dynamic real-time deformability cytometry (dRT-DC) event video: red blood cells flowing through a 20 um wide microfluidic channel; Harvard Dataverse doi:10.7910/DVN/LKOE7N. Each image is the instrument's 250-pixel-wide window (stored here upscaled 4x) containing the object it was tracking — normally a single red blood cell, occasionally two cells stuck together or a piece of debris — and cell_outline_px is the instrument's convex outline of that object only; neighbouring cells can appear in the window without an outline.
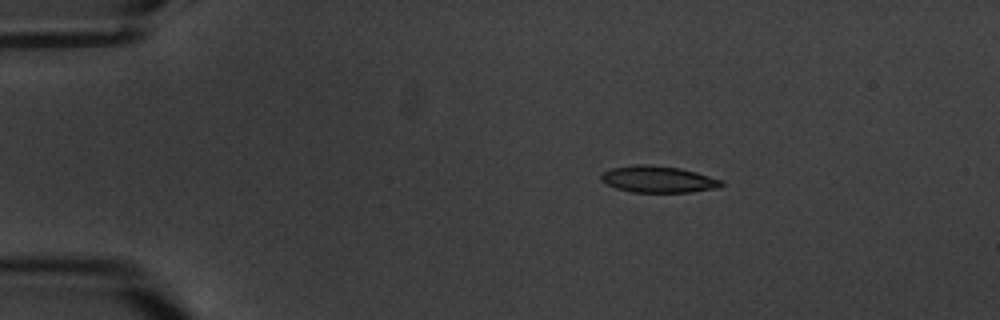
{"species": "common noctule bat (a hibernating species)", "species_latin": "Nyctalus noctula", "temperature_condition": "warm", "stored_images_in_passage": 3, "camera_frame_rate_fps": 3000, "um_per_image_px": 0.085, "animal": {"sex": "male", "body_mass_g": 20.1, "forearm_length_mm": 53.5}, "frame": {"image": 1, "passage_image": 1, "time_ms": 0.0, "image_size_px": [1000, 320], "cell_outline_px": [[724, 184], [720, 188], [688, 192], [632, 192], [616, 188], [600, 180], [600, 176], [604, 172], [612, 168], [636, 164], [648, 164], [680, 168], [696, 172], [724, 180]], "centroid_in_image_um": [55.98, 15.24], "position_along_channel_um": 29.0, "area_um2": 18.73}}